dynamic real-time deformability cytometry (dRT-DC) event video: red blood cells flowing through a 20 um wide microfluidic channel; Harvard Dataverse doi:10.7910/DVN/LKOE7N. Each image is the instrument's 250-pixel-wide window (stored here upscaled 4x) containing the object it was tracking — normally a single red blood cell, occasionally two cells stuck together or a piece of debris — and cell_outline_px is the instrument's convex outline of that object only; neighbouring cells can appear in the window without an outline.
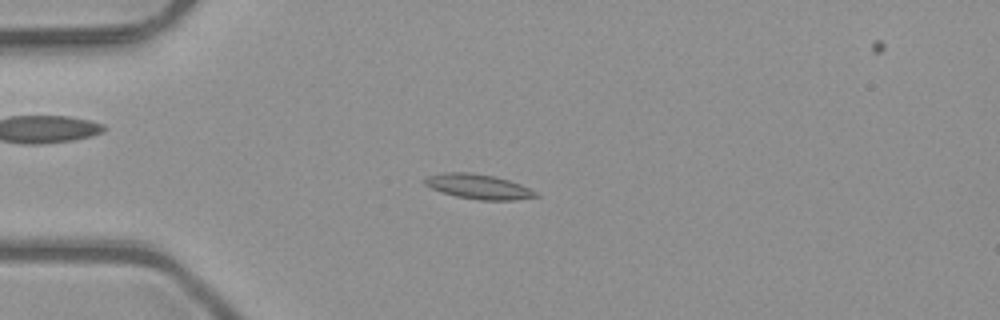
{"species": "common noctule bat (a hibernating species)", "species_latin": "Nyctalus noctula", "temperature_condition": "room temperature", "stored_images_in_passage": 6, "camera_frame_rate_fps": 3000, "um_per_image_px": 0.085, "animal": {"sex": "male", "body_mass_g": 23.1, "forearm_length_mm": 52.7}, "frame": {"image": 1, "passage_image": 3, "time_ms": 0.667, "image_size_px": [1000, 320], "cell_outline_px": [[540, 196], [516, 200], [480, 200], [456, 196], [440, 192], [424, 184], [420, 180], [428, 176], [444, 172], [472, 172], [496, 176], [520, 184], [536, 192]], "centroid_in_image_um": [40.63, 15.85], "position_along_channel_um": 44.4, "area_um2": 16.18}}
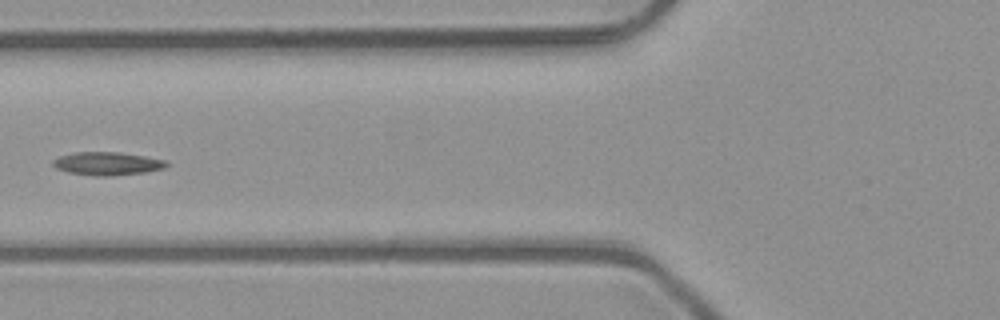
{"frame": {"image": 2, "passage_image": 5, "time_ms": 1.333, "image_size_px": [1000, 320], "cell_outline_px": [[168, 164], [164, 168], [144, 172], [112, 176], [96, 176], [68, 172], [56, 168], [52, 164], [52, 160], [60, 156], [76, 152], [116, 152], [144, 156], [168, 160]], "centroid_in_image_um": [9.12, 13.9], "position_along_channel_um": 116.7, "area_um2": 15.26}}
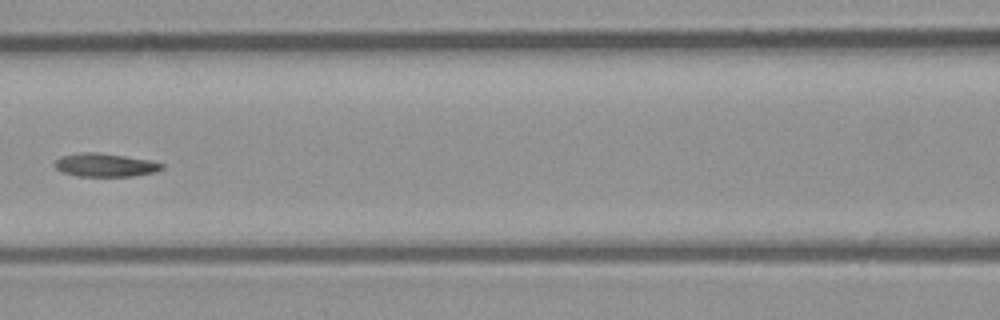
{"frame": {"image": 3, "passage_image": 6, "time_ms": 1.667, "image_size_px": [1000, 320], "cell_outline_px": [[164, 168], [156, 172], [132, 176], [76, 176], [60, 172], [52, 164], [60, 156], [84, 152], [96, 152], [124, 156], [148, 160], [164, 164]], "centroid_in_image_um": [8.9, 14.03], "position_along_channel_um": 157.7, "area_um2": 14.62}}